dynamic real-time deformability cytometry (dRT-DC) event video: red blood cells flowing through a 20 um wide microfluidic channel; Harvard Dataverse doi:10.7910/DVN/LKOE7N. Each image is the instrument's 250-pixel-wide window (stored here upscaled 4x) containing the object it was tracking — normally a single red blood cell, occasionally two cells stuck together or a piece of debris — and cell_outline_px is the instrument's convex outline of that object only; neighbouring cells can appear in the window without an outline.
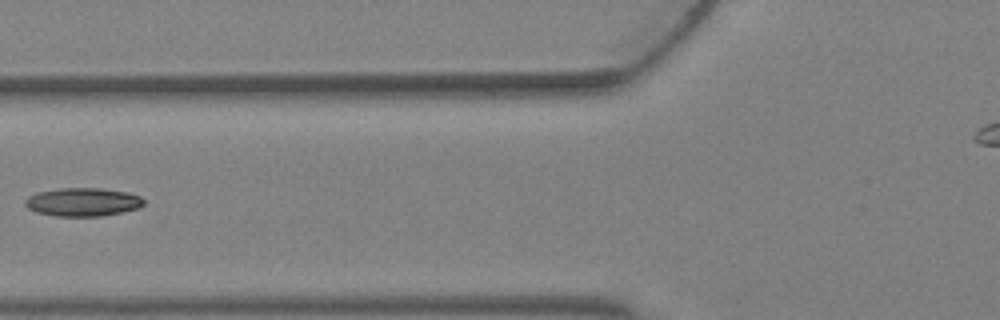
{"species": "Egyptian fruit bat (a non-hibernating species)", "species_latin": "Rousettus aegyptiacus", "temperature_condition": "warm", "stored_images_in_passage": 6, "segment_of_instrument_passage": [1, 2], "camera_frame_rate_fps": 3000, "um_per_image_px": 0.085, "animal": {"sex": "female"}, "frame": {"image": 1, "passage_image": 5, "time_ms": 1.333, "image_size_px": [1000, 320], "cell_outline_px": [[144, 204], [140, 208], [104, 216], [56, 216], [36, 212], [28, 208], [24, 204], [24, 200], [28, 196], [40, 192], [60, 188], [100, 188], [128, 192], [140, 196], [144, 200]], "centroid_in_image_um": [7.06, 17.17], "position_along_channel_um": 118.7, "area_um2": 19.71}}